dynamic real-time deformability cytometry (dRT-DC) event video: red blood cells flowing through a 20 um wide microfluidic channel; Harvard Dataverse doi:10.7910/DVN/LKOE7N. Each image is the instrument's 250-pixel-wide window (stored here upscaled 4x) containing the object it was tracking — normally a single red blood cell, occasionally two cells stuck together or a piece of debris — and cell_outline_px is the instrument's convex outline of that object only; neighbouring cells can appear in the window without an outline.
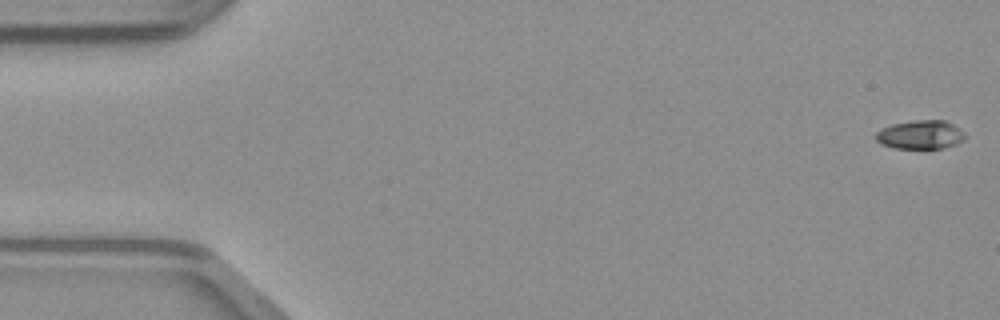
{"species": "common noctule bat (a hibernating species)", "species_latin": "Nyctalus noctula", "temperature_condition": "warm", "stored_images_in_passage": 49, "camera_frame_rate_fps": 3000, "um_per_image_px": 0.085, "animal": {"sex": "male", "body_mass_g": 23.1, "forearm_length_mm": 52.7}, "frame": {"image": 1, "passage_image": 1, "time_ms": 0.0, "image_size_px": [1000, 320], "cell_outline_px": [[968, 136], [964, 140], [956, 144], [944, 148], [892, 148], [880, 144], [876, 140], [876, 132], [880, 128], [892, 124], [916, 120], [944, 120], [952, 124], [964, 132]], "centroid_in_image_um": [78.23, 11.45], "position_along_channel_um": 6.8, "area_um2": 15.09}}
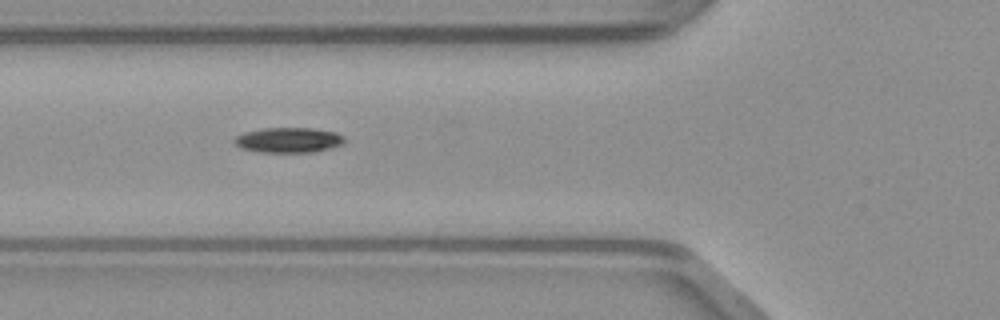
{"frame": {"image": 2, "passage_image": 18, "time_ms": 5.667, "image_size_px": [1000, 320], "cell_outline_px": [[344, 144], [312, 152], [256, 152], [240, 148], [232, 140], [236, 136], [244, 132], [260, 128], [312, 128], [336, 132], [344, 136]], "centroid_in_image_um": [24.49, 11.9], "position_along_channel_um": 101.3, "area_um2": 16.24}}
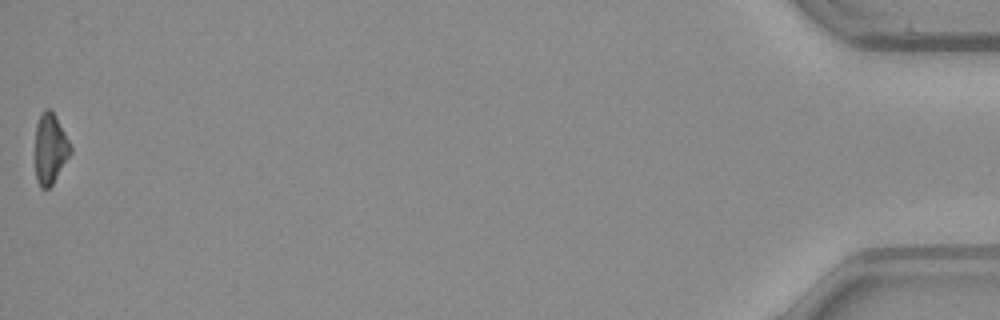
{"frame": {"image": 3, "passage_image": 49, "time_ms": 16.0, "image_size_px": [1000, 320], "cell_outline_px": [[72, 152], [52, 184], [48, 188], [40, 188], [36, 180], [36, 124], [44, 108], [48, 108], [56, 116], [72, 148]], "centroid_in_image_um": [4.27, 12.64], "position_along_channel_um": 430.9, "area_um2": 14.28}}